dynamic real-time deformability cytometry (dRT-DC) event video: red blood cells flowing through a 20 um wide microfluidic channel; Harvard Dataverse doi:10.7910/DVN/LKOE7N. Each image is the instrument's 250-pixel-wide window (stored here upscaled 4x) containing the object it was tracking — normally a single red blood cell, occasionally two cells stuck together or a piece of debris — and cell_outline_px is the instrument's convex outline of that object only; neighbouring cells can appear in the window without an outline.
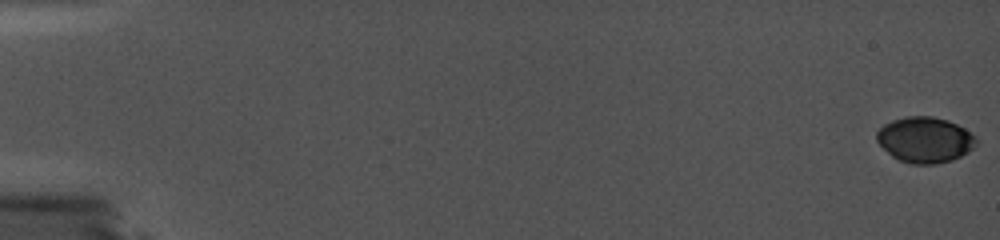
{"species": "common noctule bat (a hibernating species)", "species_latin": "Nyctalus noctula", "temperature_condition": "cold", "stored_images_in_passage": 87, "camera_frame_rate_fps": 5000, "um_per_image_px": 0.085, "animal": {"sex": "female", "body_mass_g": 19.0, "forearm_length_mm": 56.7}, "frame": {"image": 1, "passage_image": 1, "time_ms": 0.0, "image_size_px": [1000, 240], "cell_outline_px": [[976, 144], [968, 152], [952, 160], [936, 164], [912, 164], [900, 160], [892, 156], [876, 140], [876, 132], [884, 124], [892, 120], [904, 116], [932, 116], [948, 120], [964, 128], [976, 136]], "centroid_in_image_um": [78.61, 11.87], "position_along_channel_um": 6.4, "area_um2": 26.47}}
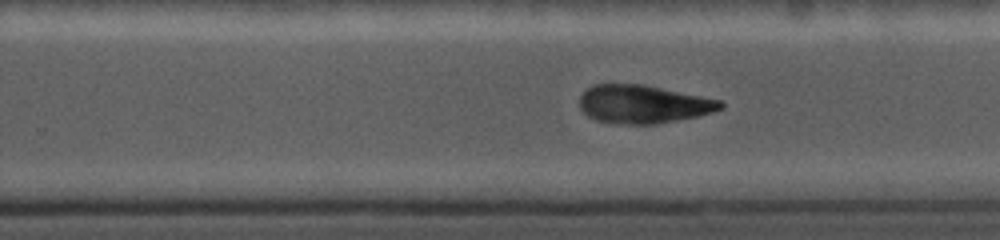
{"frame": {"image": 2, "passage_image": 62, "time_ms": 12.2, "image_size_px": [1000, 240], "cell_outline_px": [[724, 108], [700, 116], [656, 124], [612, 124], [596, 120], [588, 116], [580, 108], [580, 96], [592, 84], [644, 84], [720, 100], [724, 104]], "centroid_in_image_um": [54.67, 8.86], "position_along_channel_um": 275.1, "area_um2": 31.56}}
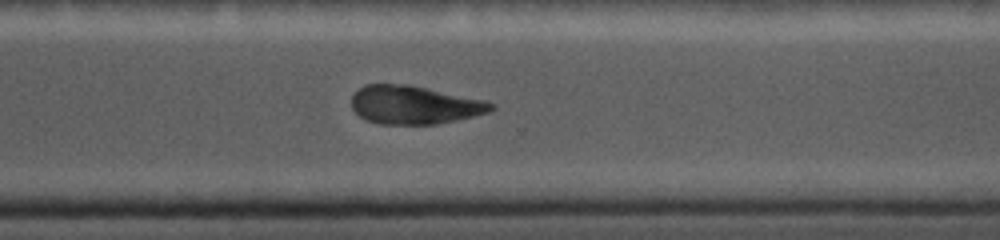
{"frame": {"image": 3, "passage_image": 70, "time_ms": 13.8, "image_size_px": [1000, 240], "cell_outline_px": [[496, 108], [488, 112], [456, 120], [436, 124], [380, 124], [368, 120], [360, 116], [352, 108], [352, 96], [364, 84], [408, 84], [484, 100], [496, 104]], "centroid_in_image_um": [35.22, 8.91], "position_along_channel_um": 335.4, "area_um2": 30.98}}